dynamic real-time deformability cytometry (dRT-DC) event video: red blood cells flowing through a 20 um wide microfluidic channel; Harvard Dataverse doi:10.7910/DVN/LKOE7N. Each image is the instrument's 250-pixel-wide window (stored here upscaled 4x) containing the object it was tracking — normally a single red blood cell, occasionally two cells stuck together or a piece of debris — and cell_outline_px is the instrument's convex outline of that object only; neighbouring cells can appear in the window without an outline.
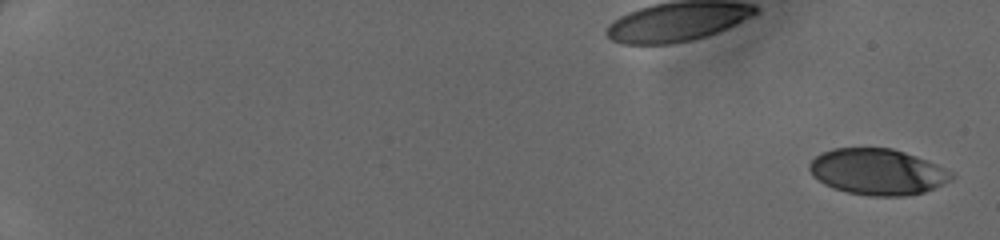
{"species": "human", "species_latin": "Homo sapiens", "temperature_condition": "cold", "stored_images_in_passage": 49, "camera_frame_rate_fps": 3000, "um_per_image_px": 0.085, "donor": {"sex": "female"}, "frame": {"image": 1, "passage_image": 1, "time_ms": 0.0, "image_size_px": [1000, 240], "cell_outline_px": [[956, 176], [952, 180], [924, 192], [904, 196], [872, 196], [848, 192], [832, 188], [824, 184], [812, 176], [808, 168], [808, 164], [816, 156], [832, 148], [892, 148], [916, 156], [936, 164], [952, 172]], "centroid_in_image_um": [74.58, 14.6], "position_along_channel_um": 10.4, "area_um2": 38.15}}
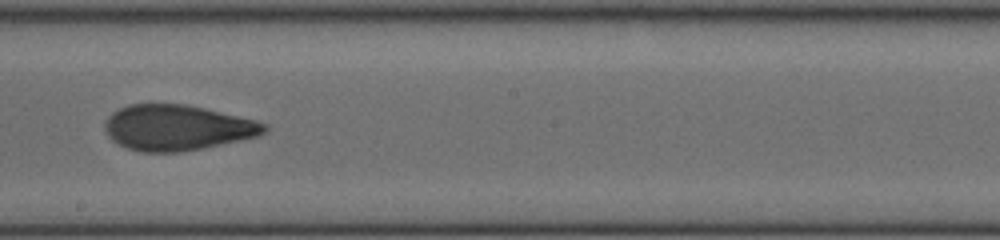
{"frame": {"image": 2, "passage_image": 31, "time_ms": 10.0, "image_size_px": [1000, 240], "cell_outline_px": [[268, 128], [264, 132], [256, 136], [240, 140], [180, 152], [140, 152], [128, 148], [112, 140], [108, 136], [104, 128], [104, 124], [108, 116], [112, 112], [128, 104], [184, 104], [204, 108], [256, 120], [268, 124]], "centroid_in_image_um": [15.03, 10.84], "position_along_channel_um": 233.2, "area_um2": 42.08}}
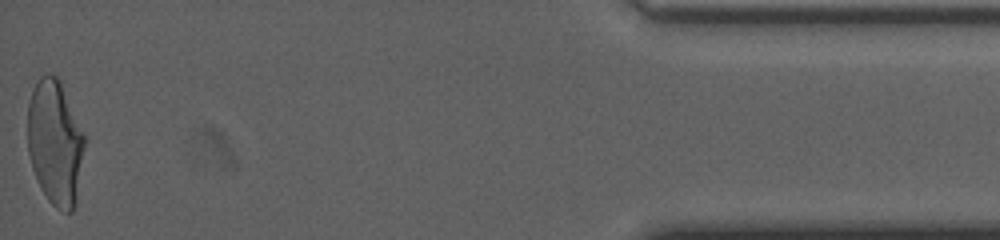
{"frame": {"image": 3, "passage_image": 49, "time_ms": 16.0, "image_size_px": [1000, 240], "cell_outline_px": [[84, 148], [72, 212], [64, 212], [56, 208], [48, 200], [40, 188], [36, 180], [32, 168], [28, 152], [28, 104], [32, 92], [40, 76], [52, 72], [60, 80], [84, 132]], "centroid_in_image_um": [4.66, 12.08], "position_along_channel_um": 430.5, "area_um2": 41.1}}